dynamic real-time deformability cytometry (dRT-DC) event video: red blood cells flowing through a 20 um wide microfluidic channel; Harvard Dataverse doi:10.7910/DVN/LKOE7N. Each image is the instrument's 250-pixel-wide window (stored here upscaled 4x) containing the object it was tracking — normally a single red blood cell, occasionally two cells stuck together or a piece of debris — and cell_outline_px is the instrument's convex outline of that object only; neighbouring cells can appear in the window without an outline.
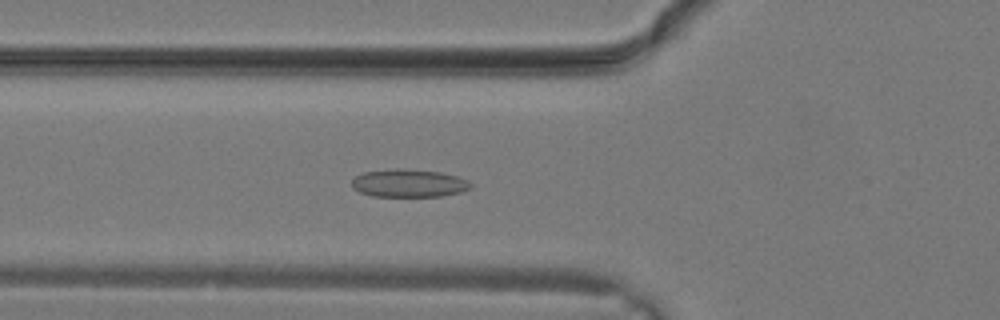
{"species": "common noctule bat (a hibernating species)", "species_latin": "Nyctalus noctula", "temperature_condition": "warm", "stored_images_in_passage": 24, "camera_frame_rate_fps": 3000, "um_per_image_px": 0.085, "animal": {"sex": "male", "body_mass_g": 19.2, "forearm_length_mm": 51.8}, "frame": {"image": 1, "passage_image": 7, "time_ms": 2.0, "image_size_px": [1000, 320], "cell_outline_px": [[472, 188], [460, 192], [440, 196], [372, 196], [360, 192], [352, 188], [352, 180], [356, 176], [364, 172], [396, 168], [400, 168], [440, 172], [456, 176], [468, 180], [472, 184]], "centroid_in_image_um": [34.75, 15.57], "position_along_channel_um": 91.1, "area_um2": 19.31}}
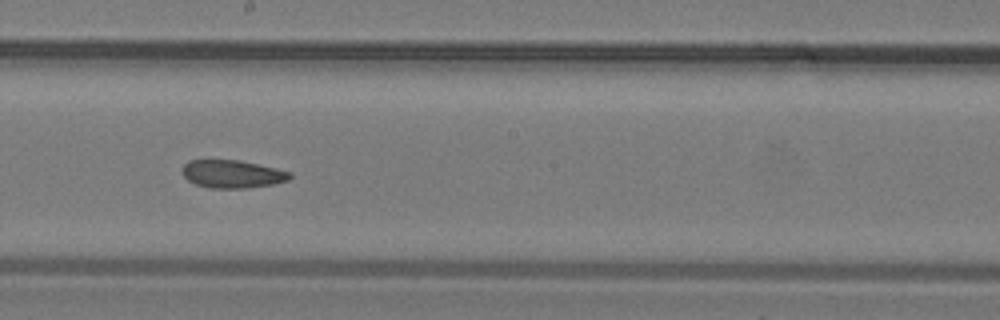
{"frame": {"image": 2, "passage_image": 13, "time_ms": 4.0, "image_size_px": [1000, 320], "cell_outline_px": [[292, 176], [288, 180], [272, 184], [248, 188], [208, 188], [196, 184], [188, 180], [184, 176], [184, 164], [188, 160], [240, 160], [276, 168], [292, 172]], "centroid_in_image_um": [19.77, 14.79], "position_along_channel_um": 228.4, "area_um2": 17.46}}
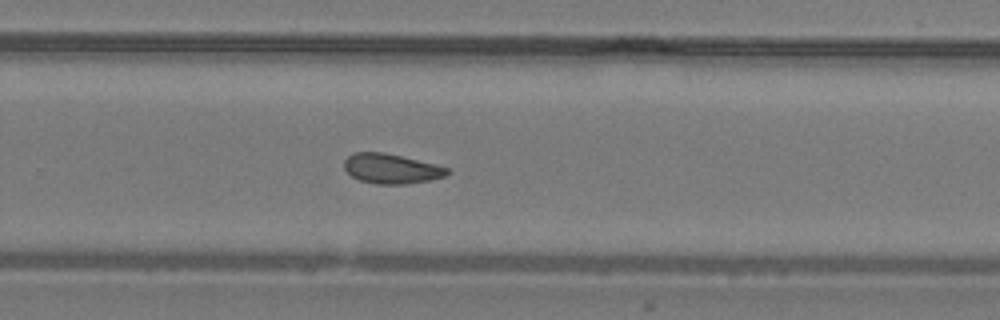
{"frame": {"image": 3, "passage_image": 16, "time_ms": 5.0, "image_size_px": [1000, 320], "cell_outline_px": [[452, 172], [444, 176], [432, 180], [404, 184], [376, 184], [360, 180], [352, 176], [344, 168], [344, 160], [352, 152], [384, 152], [436, 164], [448, 168]], "centroid_in_image_um": [33.27, 14.33], "position_along_channel_um": 296.5, "area_um2": 17.98}}